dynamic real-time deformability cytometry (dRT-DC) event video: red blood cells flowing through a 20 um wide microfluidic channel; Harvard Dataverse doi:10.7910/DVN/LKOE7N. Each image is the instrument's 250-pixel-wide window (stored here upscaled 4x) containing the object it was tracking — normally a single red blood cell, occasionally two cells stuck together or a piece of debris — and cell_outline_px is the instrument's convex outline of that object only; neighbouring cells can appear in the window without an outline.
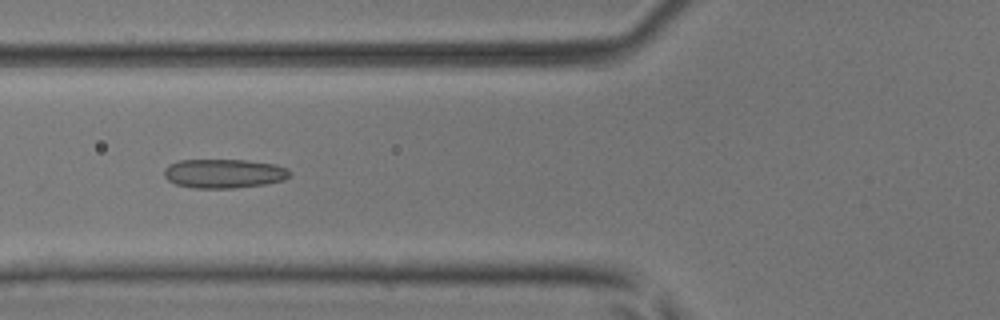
{"species": "common noctule bat (a hibernating species)", "species_latin": "Nyctalus noctula", "temperature_condition": "room temperature", "stored_images_in_passage": 6, "camera_frame_rate_fps": 3000, "um_per_image_px": 0.085, "animal": {"sex": "male", "body_mass_g": 17.9, "forearm_length_mm": 54.2}, "frame": {"image": 1, "passage_image": 6, "time_ms": 1.667, "image_size_px": [1000, 320], "cell_outline_px": [[288, 176], [284, 180], [264, 184], [232, 188], [192, 188], [176, 184], [168, 180], [164, 176], [164, 168], [168, 164], [180, 160], [244, 160], [276, 164], [288, 168]], "centroid_in_image_um": [18.99, 14.74], "position_along_channel_um": 106.8, "area_um2": 21.27}}